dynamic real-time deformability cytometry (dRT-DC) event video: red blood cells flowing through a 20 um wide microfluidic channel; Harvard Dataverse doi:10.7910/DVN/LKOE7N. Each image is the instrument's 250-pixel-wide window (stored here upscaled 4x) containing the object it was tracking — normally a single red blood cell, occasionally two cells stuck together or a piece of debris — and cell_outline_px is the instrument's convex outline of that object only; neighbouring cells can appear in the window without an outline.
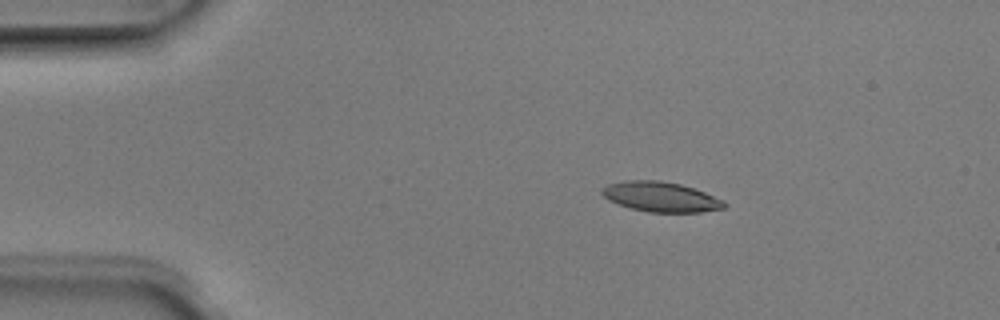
{"species": "Egyptian fruit bat (a non-hibernating species)", "species_latin": "Rousettus aegyptiacus", "temperature_condition": "room temperature", "stored_images_in_passage": 6, "camera_frame_rate_fps": 3000, "um_per_image_px": 0.085, "animal": {"sex": "male"}, "frame": {"image": 1, "passage_image": 2, "time_ms": 0.333, "image_size_px": [1000, 320], "cell_outline_px": [[728, 204], [724, 208], [700, 212], [648, 212], [616, 204], [608, 200], [600, 192], [600, 188], [608, 184], [624, 180], [660, 180], [680, 184], [704, 192], [724, 200]], "centroid_in_image_um": [56.14, 16.72], "position_along_channel_um": 28.9, "area_um2": 21.44}}
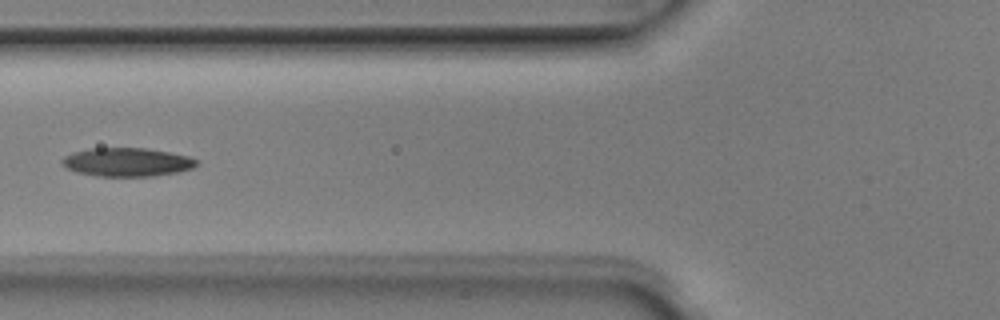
{"frame": {"image": 2, "passage_image": 5, "time_ms": 1.333, "image_size_px": [1000, 320], "cell_outline_px": [[200, 164], [192, 168], [176, 172], [152, 176], [96, 176], [76, 172], [60, 164], [60, 160], [64, 156], [72, 152], [88, 148], [144, 148], [168, 152], [188, 156], [196, 160]], "centroid_in_image_um": [10.75, 13.78], "position_along_channel_um": 115.1, "area_um2": 22.43}}
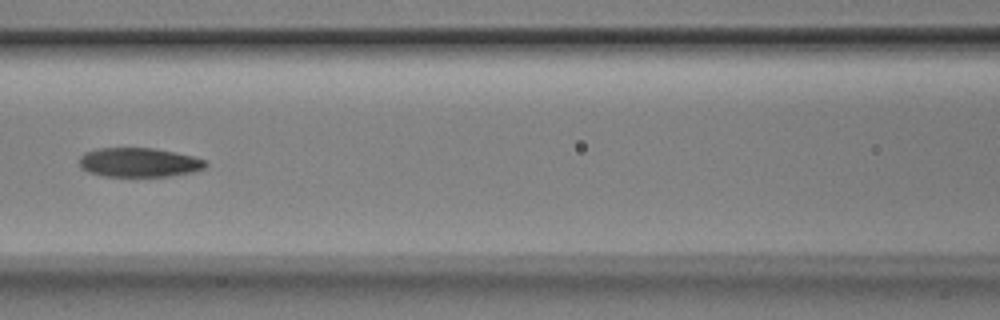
{"frame": {"image": 3, "passage_image": 6, "time_ms": 1.667, "image_size_px": [1000, 320], "cell_outline_px": [[208, 164], [204, 168], [196, 172], [168, 176], [104, 176], [88, 172], [80, 168], [80, 156], [84, 152], [96, 148], [152, 148], [192, 156], [204, 160]], "centroid_in_image_um": [11.79, 13.81], "position_along_channel_um": 154.8, "area_um2": 21.5}}